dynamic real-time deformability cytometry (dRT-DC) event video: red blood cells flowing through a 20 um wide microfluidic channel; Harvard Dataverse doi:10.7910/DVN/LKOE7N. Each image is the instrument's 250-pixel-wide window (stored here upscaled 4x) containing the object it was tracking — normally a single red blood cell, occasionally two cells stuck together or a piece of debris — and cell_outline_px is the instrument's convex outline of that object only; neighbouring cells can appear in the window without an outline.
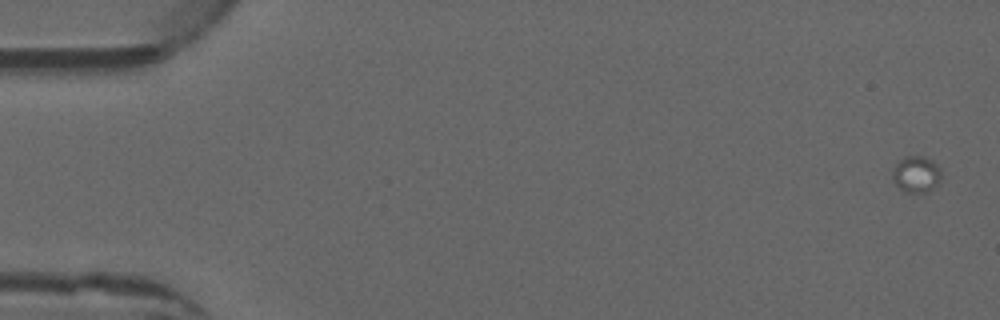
{"species": "common noctule bat (a hibernating species)", "species_latin": "Nyctalus noctula", "temperature_condition": "warm", "stored_images_in_passage": 3, "camera_frame_rate_fps": 3000, "um_per_image_px": 0.085, "animal": {"sex": "male", "forearm_length_mm": 52.5}, "frame": {"image": 1, "passage_image": 1, "time_ms": 0.0, "image_size_px": [1000, 320], "cell_outline_px": [[940, 180], [932, 188], [924, 192], [908, 192], [900, 188], [892, 180], [892, 172], [896, 164], [904, 156], [924, 156], [932, 160], [940, 168]], "centroid_in_image_um": [77.87, 14.78], "position_along_channel_um": 7.1, "area_um2": 10.17}}